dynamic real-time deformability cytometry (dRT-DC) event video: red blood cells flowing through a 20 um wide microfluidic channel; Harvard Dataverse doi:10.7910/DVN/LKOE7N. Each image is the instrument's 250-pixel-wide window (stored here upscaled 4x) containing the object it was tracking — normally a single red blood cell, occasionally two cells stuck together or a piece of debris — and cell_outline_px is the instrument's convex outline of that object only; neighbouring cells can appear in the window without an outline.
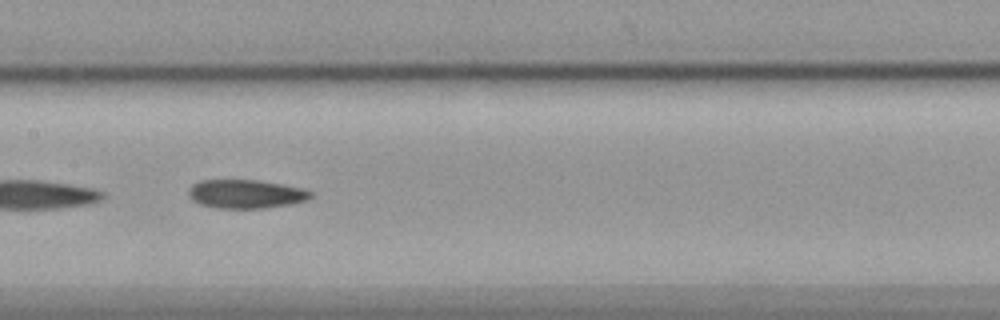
{"species": "common noctule bat (a hibernating species)", "species_latin": "Nyctalus noctula", "temperature_condition": "cold", "stored_images_in_passage": 42, "camera_frame_rate_fps": 3000, "um_per_image_px": 0.085, "animal": {"sex": "female", "body_mass_g": 19.9}, "frame": {"image": 1, "passage_image": 19, "time_ms": 6.0, "image_size_px": [1000, 320], "cell_outline_px": [[312, 196], [308, 200], [292, 204], [264, 208], [216, 208], [200, 204], [192, 200], [188, 196], [188, 188], [192, 184], [200, 180], [256, 180], [304, 188], [312, 192]], "centroid_in_image_um": [20.88, 16.49], "position_along_channel_um": 186.5, "area_um2": 20.58}}